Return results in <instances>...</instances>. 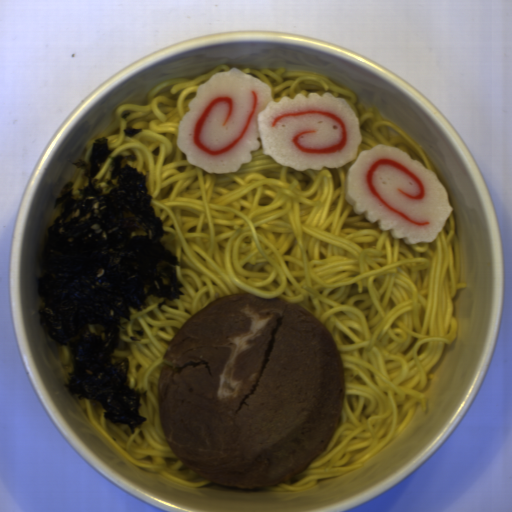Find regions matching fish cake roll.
Returning a JSON list of instances; mask_svg holds the SVG:
<instances>
[{
	"instance_id": "fish-cake-roll-1",
	"label": "fish cake roll",
	"mask_w": 512,
	"mask_h": 512,
	"mask_svg": "<svg viewBox=\"0 0 512 512\" xmlns=\"http://www.w3.org/2000/svg\"><path fill=\"white\" fill-rule=\"evenodd\" d=\"M298 172L335 169L355 160L358 118L329 92L275 101L268 84L238 68L199 86L178 123L176 144L191 166L208 174L237 173L260 148Z\"/></svg>"
},
{
	"instance_id": "fish-cake-roll-2",
	"label": "fish cake roll",
	"mask_w": 512,
	"mask_h": 512,
	"mask_svg": "<svg viewBox=\"0 0 512 512\" xmlns=\"http://www.w3.org/2000/svg\"><path fill=\"white\" fill-rule=\"evenodd\" d=\"M344 194L353 212L409 246L436 239L453 212L432 170L384 144L360 151L346 171Z\"/></svg>"
}]
</instances>
